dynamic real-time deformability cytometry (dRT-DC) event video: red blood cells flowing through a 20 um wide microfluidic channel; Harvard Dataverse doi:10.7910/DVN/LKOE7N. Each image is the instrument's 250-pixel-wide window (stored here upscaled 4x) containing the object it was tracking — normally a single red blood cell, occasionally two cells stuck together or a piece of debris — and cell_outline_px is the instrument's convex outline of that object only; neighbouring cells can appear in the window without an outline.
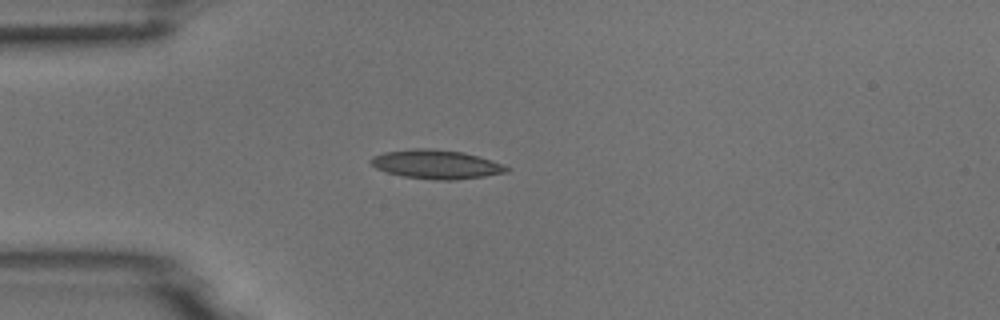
{"species": "common noctule bat (a hibernating species)", "species_latin": "Nyctalus noctula", "temperature_condition": "room temperature", "stored_images_in_passage": 1, "camera_frame_rate_fps": 3000, "um_per_image_px": 0.085, "animal": {"sex": "male", "body_mass_g": 18.8}, "frame": {"image": 1, "passage_image": 1, "time_ms": 0.0, "image_size_px": [1000, 320], "cell_outline_px": [[512, 168], [508, 172], [484, 176], [456, 180], [436, 180], [404, 176], [388, 172], [376, 168], [368, 160], [372, 156], [384, 152], [412, 148], [428, 148], [464, 152]], "centroid_in_image_um": [37.05, 13.96], "position_along_channel_um": 48.0, "area_um2": 22.72}}